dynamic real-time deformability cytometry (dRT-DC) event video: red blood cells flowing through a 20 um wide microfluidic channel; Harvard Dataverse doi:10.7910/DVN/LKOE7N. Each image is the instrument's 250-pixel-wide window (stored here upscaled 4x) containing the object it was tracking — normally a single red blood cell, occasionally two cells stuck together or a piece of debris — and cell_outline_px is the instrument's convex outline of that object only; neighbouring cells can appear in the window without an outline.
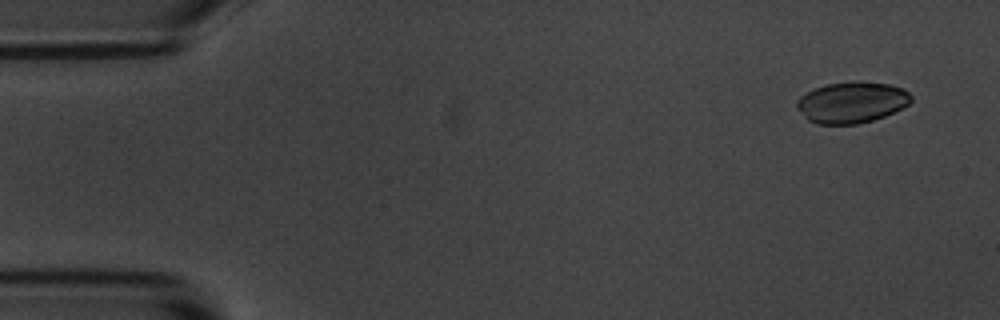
{"species": "common noctule bat (a hibernating species)", "species_latin": "Nyctalus noctula", "temperature_condition": "room temperature", "stored_images_in_passage": 5, "camera_frame_rate_fps": 3000, "um_per_image_px": 0.085, "animal": {"sex": "male", "body_mass_g": 20.1, "forearm_length_mm": 53.5}, "frame": {"image": 1, "passage_image": 1, "time_ms": 0.0, "image_size_px": [1000, 320], "cell_outline_px": [[912, 100], [908, 104], [884, 116], [872, 120], [856, 124], [816, 124], [808, 120], [796, 108], [796, 100], [800, 96], [816, 88], [828, 84], [888, 84], [904, 88], [912, 96]], "centroid_in_image_um": [72.37, 8.75], "position_along_channel_um": 12.6, "area_um2": 26.53}}
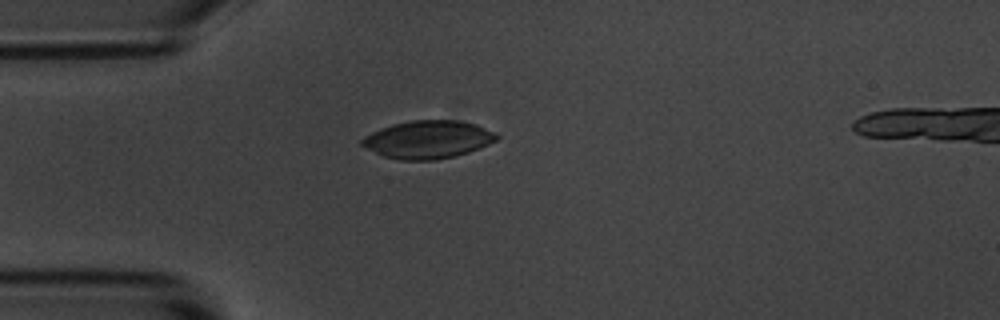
{"frame": {"image": 2, "passage_image": 4, "time_ms": 3.667, "image_size_px": [1000, 320], "cell_outline_px": [[500, 136], [496, 140], [488, 144], [468, 152], [456, 156], [436, 160], [400, 160], [384, 156], [360, 144], [360, 140], [364, 136], [380, 128], [392, 124], [412, 120], [460, 120], [476, 124], [496, 132]], "centroid_in_image_um": [36.39, 11.85], "position_along_channel_um": 48.6, "area_um2": 29.77}}